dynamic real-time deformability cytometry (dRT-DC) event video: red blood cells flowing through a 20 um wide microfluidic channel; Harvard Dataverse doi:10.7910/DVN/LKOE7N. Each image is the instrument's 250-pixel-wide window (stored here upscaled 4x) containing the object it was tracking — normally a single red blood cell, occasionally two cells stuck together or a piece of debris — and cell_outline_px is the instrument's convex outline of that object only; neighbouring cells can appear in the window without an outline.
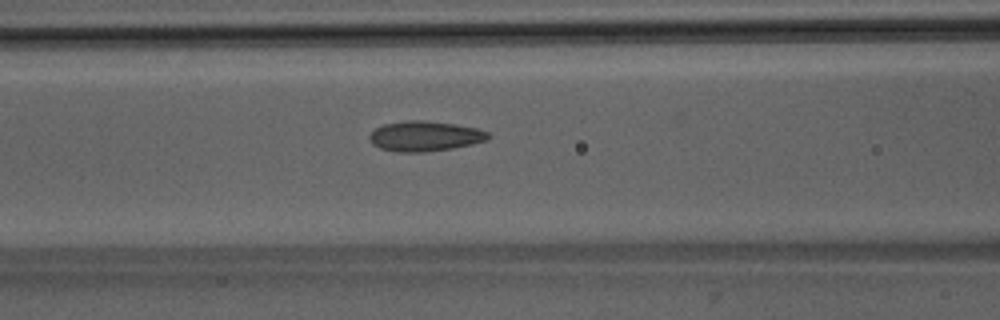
{"species": "Egyptian fruit bat (a non-hibernating species)", "species_latin": "Rousettus aegyptiacus", "temperature_condition": "room temperature", "stored_images_in_passage": 38, "camera_frame_rate_fps": 3000, "um_per_image_px": 0.085, "animal": {"sex": "male"}, "frame": {"image": 1, "passage_image": 10, "time_ms": 3.0, "image_size_px": [1000, 320], "cell_outline_px": [[492, 136], [488, 140], [472, 144], [452, 148], [424, 152], [396, 152], [380, 148], [372, 144], [368, 136], [376, 128], [384, 124], [408, 120], [420, 120], [456, 124], [476, 128], [488, 132]], "centroid_in_image_um": [36.12, 11.57], "position_along_channel_um": 130.5, "area_um2": 20.87}}
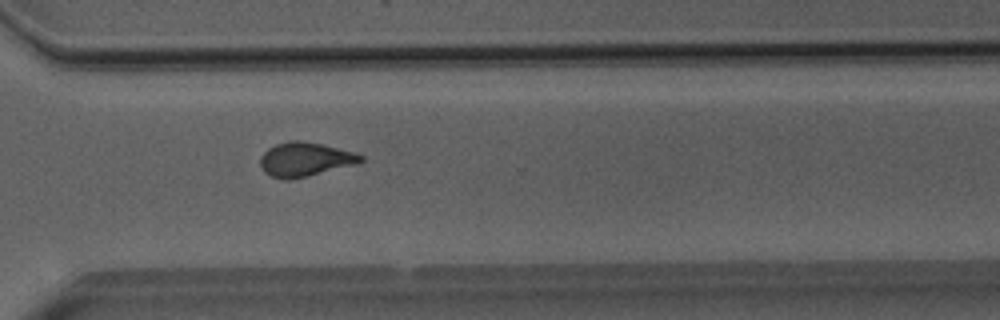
{"frame": {"image": 2, "passage_image": 26, "time_ms": 8.333, "image_size_px": [1000, 320], "cell_outline_px": [[364, 160], [352, 164], [308, 176], [284, 180], [272, 176], [264, 172], [260, 164], [260, 156], [268, 148], [276, 144], [292, 140], [300, 140], [320, 144], [352, 152], [364, 156]], "centroid_in_image_um": [25.86, 13.54], "position_along_channel_um": 344.7, "area_um2": 19.48}}
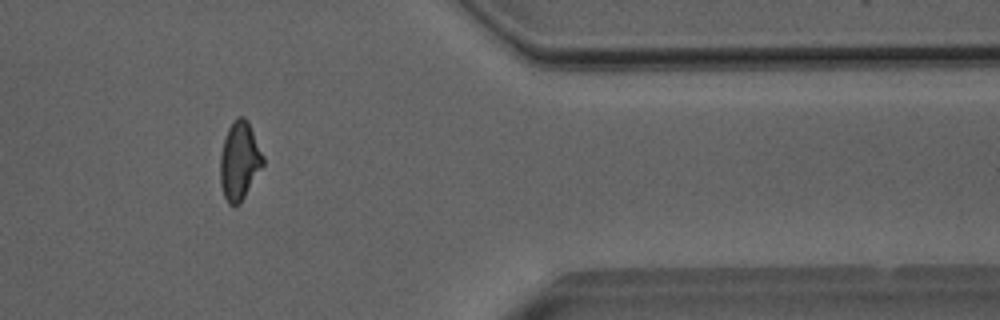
{"frame": {"image": 3, "passage_image": 31, "time_ms": 10.0, "image_size_px": [1000, 320], "cell_outline_px": [[264, 164], [240, 204], [228, 204], [224, 196], [220, 184], [220, 156], [224, 140], [228, 128], [236, 116], [244, 116], [248, 120], [264, 156]], "centroid_in_image_um": [20.36, 13.65], "position_along_channel_um": 391.0, "area_um2": 19.59}}